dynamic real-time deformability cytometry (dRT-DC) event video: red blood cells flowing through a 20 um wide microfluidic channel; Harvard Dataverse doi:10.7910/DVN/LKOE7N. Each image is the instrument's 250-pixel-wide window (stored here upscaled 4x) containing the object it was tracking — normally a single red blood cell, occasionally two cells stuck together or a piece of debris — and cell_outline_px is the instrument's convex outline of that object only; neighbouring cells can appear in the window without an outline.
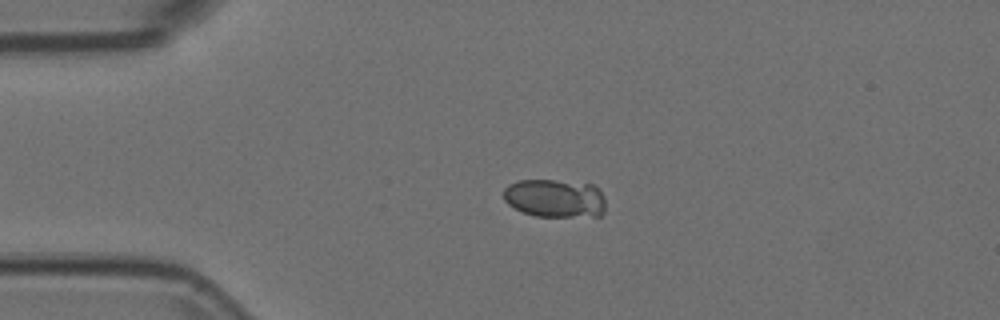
{"species": "Egyptian fruit bat (a non-hibernating species)", "species_latin": "Rousettus aegyptiacus", "temperature_condition": "room temperature", "stored_images_in_passage": 41, "camera_frame_rate_fps": 3000, "um_per_image_px": 0.085, "animal": {"sex": "female"}, "frame": {"image": 1, "passage_image": 1, "time_ms": 0.0, "image_size_px": [1000, 320], "cell_outline_px": [[576, 212], [560, 216], [544, 216], [528, 212], [512, 204], [504, 196], [504, 192], [508, 188], [516, 184], [528, 180], [544, 180], [564, 184], [572, 192]], "centroid_in_image_um": [46.06, 16.81], "position_along_channel_um": 38.9, "area_um2": 14.22}}